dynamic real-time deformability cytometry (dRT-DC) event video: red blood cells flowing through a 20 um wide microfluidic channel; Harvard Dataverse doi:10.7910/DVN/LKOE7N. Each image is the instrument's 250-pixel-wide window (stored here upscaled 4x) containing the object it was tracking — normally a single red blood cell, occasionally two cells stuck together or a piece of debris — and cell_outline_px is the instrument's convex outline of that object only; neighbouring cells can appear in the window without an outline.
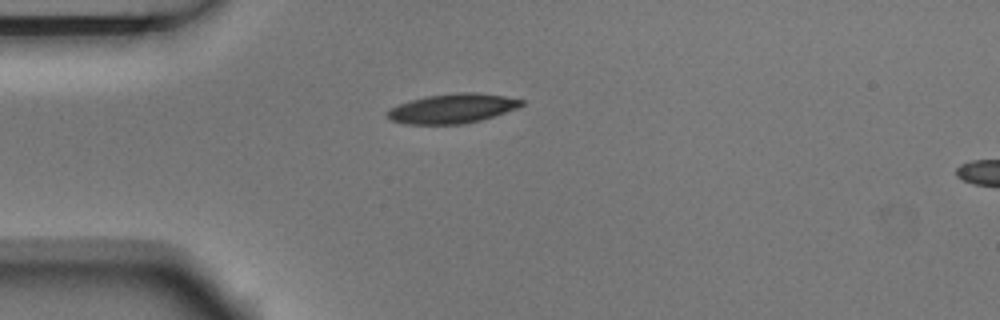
{"species": "Egyptian fruit bat (a non-hibernating species)", "species_latin": "Rousettus aegyptiacus", "temperature_condition": "room temperature", "stored_images_in_passage": 1, "camera_frame_rate_fps": 3000, "um_per_image_px": 0.085, "animal": {"sex": "male"}, "frame": {"image": 1, "passage_image": 1, "time_ms": 0.0, "image_size_px": [1000, 320], "cell_outline_px": [[524, 104], [516, 108], [480, 120], [464, 124], [404, 124], [392, 120], [388, 116], [388, 112], [392, 108], [400, 104], [412, 100], [428, 96], [456, 92], [476, 92], [504, 96], [524, 100]], "centroid_in_image_um": [38.48, 9.22], "position_along_channel_um": 46.5, "area_um2": 22.66}}